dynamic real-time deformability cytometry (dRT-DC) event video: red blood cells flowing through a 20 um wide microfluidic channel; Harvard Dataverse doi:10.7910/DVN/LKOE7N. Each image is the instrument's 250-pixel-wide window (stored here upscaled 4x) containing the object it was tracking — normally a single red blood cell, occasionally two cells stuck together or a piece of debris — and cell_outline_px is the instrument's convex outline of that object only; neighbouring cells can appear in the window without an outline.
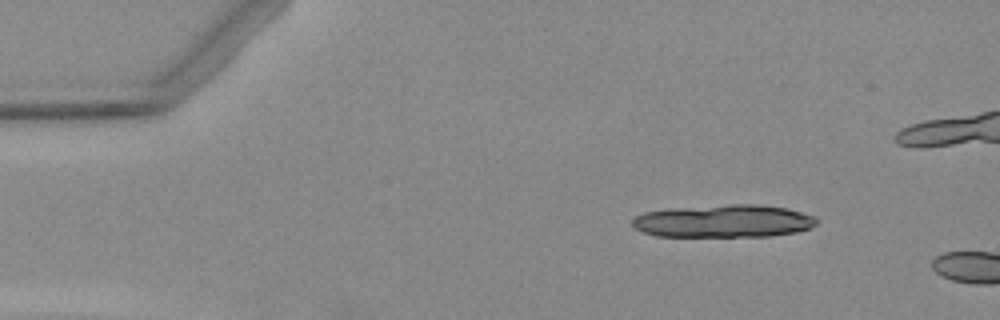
{"species": "Egyptian fruit bat (a non-hibernating species)", "species_latin": "Rousettus aegyptiacus", "temperature_condition": "warm", "stored_images_in_passage": 2, "camera_frame_rate_fps": 3000, "um_per_image_px": 0.085, "animal": {"sex": "female"}, "frame": {"image": 1, "passage_image": 1, "time_ms": 0.0, "image_size_px": [1000, 320], "cell_outline_px": [[820, 220], [816, 224], [808, 228], [796, 232], [772, 236], [656, 236], [644, 232], [636, 228], [632, 224], [632, 220], [636, 216], [644, 212], [668, 208], [728, 204], [760, 204], [788, 208], [816, 216]], "centroid_in_image_um": [61.54, 18.78], "position_along_channel_um": 23.5, "area_um2": 35.49}}